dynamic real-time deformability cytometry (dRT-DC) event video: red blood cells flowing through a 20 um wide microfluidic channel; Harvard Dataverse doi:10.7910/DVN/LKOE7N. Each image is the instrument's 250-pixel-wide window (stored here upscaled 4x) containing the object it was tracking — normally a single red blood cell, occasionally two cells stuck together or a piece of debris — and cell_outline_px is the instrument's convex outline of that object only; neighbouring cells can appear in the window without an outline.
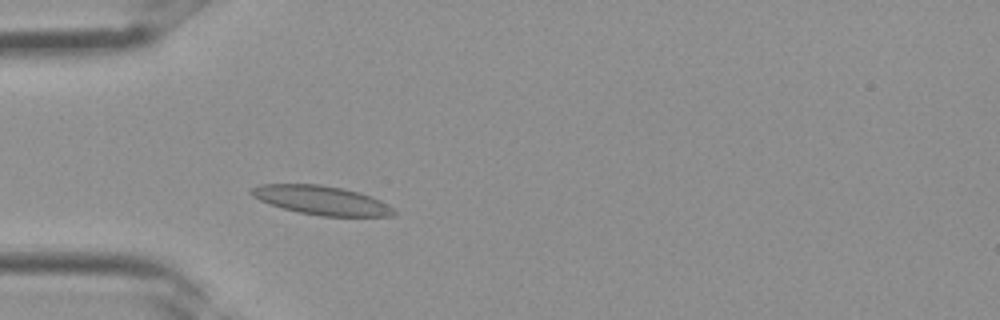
{"species": "Egyptian fruit bat (a non-hibernating species)", "species_latin": "Rousettus aegyptiacus", "temperature_condition": "room temperature", "stored_images_in_passage": 32, "camera_frame_rate_fps": 3000, "um_per_image_px": 0.085, "frame": {"image": 1, "passage_image": 7, "time_ms": 2.0, "image_size_px": [1000, 320], "cell_outline_px": [[396, 212], [392, 216], [320, 216], [300, 212], [268, 204], [252, 196], [248, 192], [248, 188], [260, 184], [320, 184], [344, 188], [360, 192], [372, 196], [388, 204]], "centroid_in_image_um": [27.29, 17.01], "position_along_channel_um": 57.7, "area_um2": 24.22}}
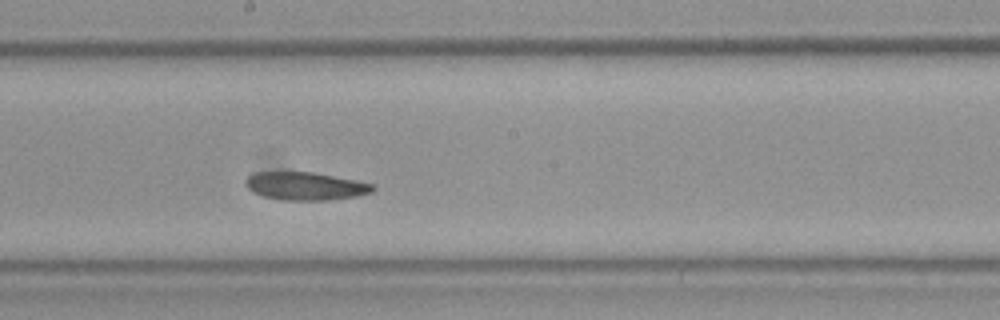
{"frame": {"image": 2, "passage_image": 16, "time_ms": 5.0, "image_size_px": [1000, 320], "cell_outline_px": [[376, 188], [372, 192], [356, 196], [328, 200], [280, 200], [264, 196], [248, 188], [244, 184], [244, 180], [252, 172], [312, 172], [356, 180], [376, 184]], "centroid_in_image_um": [25.97, 15.81], "position_along_channel_um": 222.2, "area_um2": 20.81}}
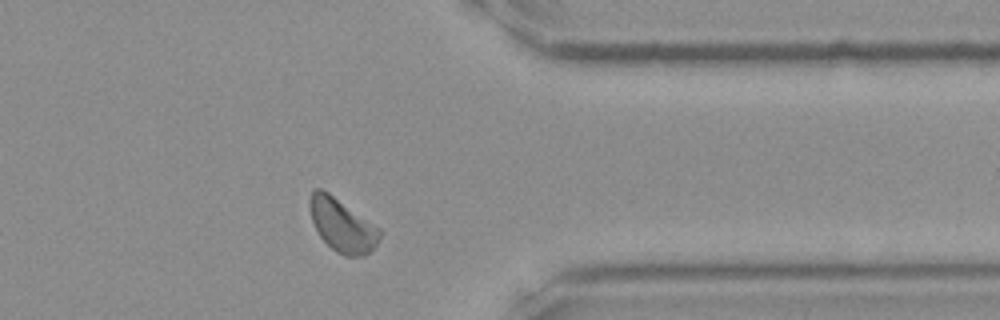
{"frame": {"image": 3, "passage_image": 25, "time_ms": 8.0, "image_size_px": [1000, 320], "cell_outline_px": [[380, 236], [376, 244], [364, 256], [344, 256], [336, 252], [320, 236], [312, 220], [308, 208], [308, 200], [312, 188], [320, 188], [328, 192], [380, 228]], "centroid_in_image_um": [29.04, 19.12], "position_along_channel_um": 382.4, "area_um2": 21.5}}